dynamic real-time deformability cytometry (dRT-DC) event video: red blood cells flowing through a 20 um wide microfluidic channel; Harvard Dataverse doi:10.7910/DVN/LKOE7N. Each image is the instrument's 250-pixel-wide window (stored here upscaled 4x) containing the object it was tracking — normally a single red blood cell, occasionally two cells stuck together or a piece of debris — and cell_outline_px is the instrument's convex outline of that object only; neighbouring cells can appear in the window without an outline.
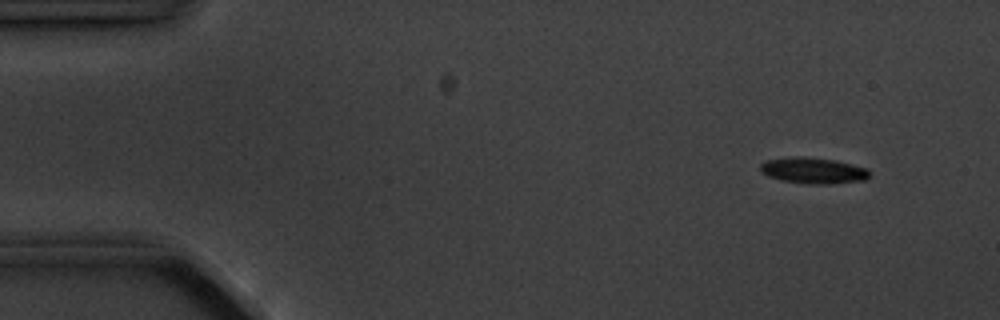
{"species": "common noctule bat (a hibernating species)", "species_latin": "Nyctalus noctula", "temperature_condition": "cold", "stored_images_in_passage": 6, "camera_frame_rate_fps": 3000, "um_per_image_px": 0.085, "animal": {"sex": "male", "body_mass_g": 20.1, "forearm_length_mm": 53.5}, "frame": {"image": 1, "passage_image": 2, "time_ms": 1.0, "image_size_px": [1000, 320], "cell_outline_px": [[868, 176], [864, 180], [828, 184], [808, 184], [780, 180], [768, 176], [760, 172], [760, 164], [764, 160], [792, 156], [804, 156], [836, 160], [868, 168]], "centroid_in_image_um": [69.07, 14.48], "position_along_channel_um": 15.9, "area_um2": 16.76}}